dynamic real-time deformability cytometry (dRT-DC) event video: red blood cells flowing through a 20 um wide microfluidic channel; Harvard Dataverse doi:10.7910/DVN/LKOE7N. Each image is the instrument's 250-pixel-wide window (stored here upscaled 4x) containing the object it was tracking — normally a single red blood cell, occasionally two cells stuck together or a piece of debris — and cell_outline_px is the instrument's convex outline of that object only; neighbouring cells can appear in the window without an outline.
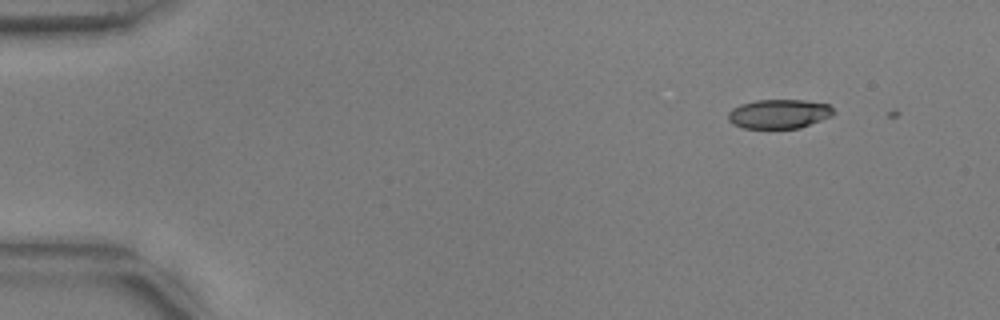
{"species": "common noctule bat (a hibernating species)", "species_latin": "Nyctalus noctula", "temperature_condition": "warm", "stored_images_in_passage": 5, "camera_frame_rate_fps": 3000, "um_per_image_px": 0.085, "animal": {"sex": "male", "body_mass_g": 17.9, "forearm_length_mm": 54.2}, "frame": {"image": 1, "passage_image": 3, "time_ms": 0.667, "image_size_px": [1000, 320], "cell_outline_px": [[832, 116], [800, 128], [744, 128], [732, 124], [728, 120], [728, 112], [732, 108], [740, 104], [756, 100], [804, 100], [828, 104], [832, 108]], "centroid_in_image_um": [66.18, 9.68], "position_along_channel_um": 18.8, "area_um2": 17.92}}